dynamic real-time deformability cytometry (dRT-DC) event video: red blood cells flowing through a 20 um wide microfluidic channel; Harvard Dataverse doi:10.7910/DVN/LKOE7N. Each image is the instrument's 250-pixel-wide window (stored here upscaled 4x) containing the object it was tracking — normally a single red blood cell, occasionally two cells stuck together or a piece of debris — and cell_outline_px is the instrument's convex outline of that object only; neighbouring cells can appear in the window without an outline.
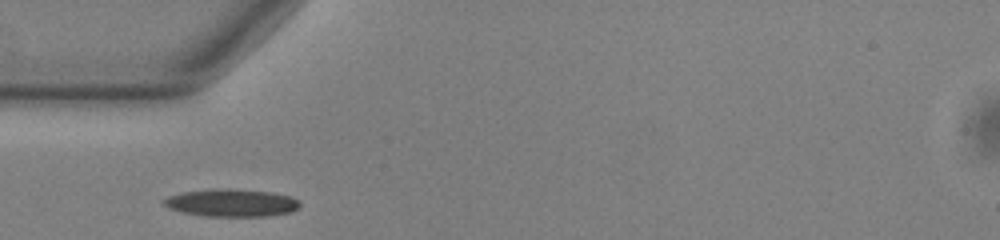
{"species": "common noctule bat (a hibernating species)", "species_latin": "Nyctalus noctula", "temperature_condition": "warm", "stored_images_in_passage": 37, "camera_frame_rate_fps": 3000, "um_per_image_px": 0.085, "animal": {"sex": "male", "body_mass_g": 13.0, "forearm_length_mm": 53.1}, "frame": {"image": 1, "passage_image": 1, "time_ms": 0.0, "image_size_px": [1000, 240], "cell_outline_px": [[300, 204], [292, 212], [268, 216], [204, 216], [184, 212], [168, 208], [164, 204], [164, 200], [168, 196], [184, 192], [212, 188], [228, 188], [272, 192], [292, 196]], "centroid_in_image_um": [19.69, 17.23], "position_along_channel_um": 65.3, "area_um2": 21.85}}
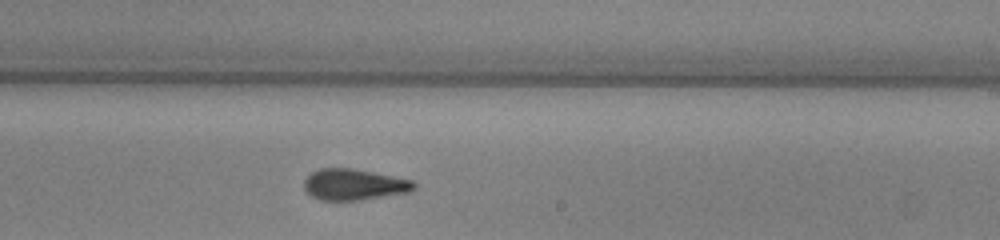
{"frame": {"image": 2, "passage_image": 16, "time_ms": 5.0, "image_size_px": [1000, 240], "cell_outline_px": [[416, 188], [408, 192], [360, 200], [320, 200], [312, 196], [304, 188], [304, 180], [312, 172], [320, 168], [352, 168], [412, 180], [416, 184]], "centroid_in_image_um": [30.08, 15.68], "position_along_channel_um": 258.9, "area_um2": 19.77}}
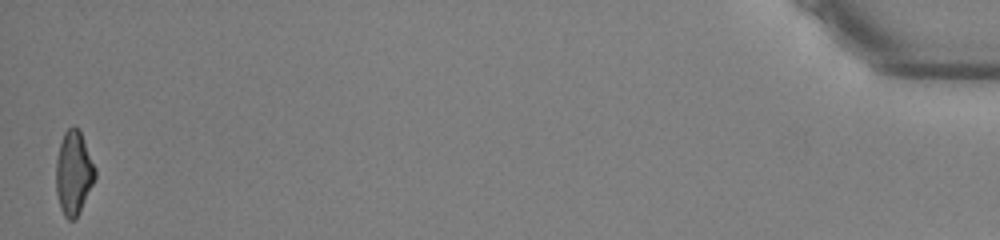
{"frame": {"image": 3, "passage_image": 37, "time_ms": 12.0, "image_size_px": [1000, 240], "cell_outline_px": [[96, 176], [76, 216], [72, 220], [68, 220], [64, 216], [60, 208], [56, 192], [56, 160], [60, 144], [64, 132], [72, 124], [80, 128], [96, 168]], "centroid_in_image_um": [6.25, 14.62], "position_along_channel_um": 428.9, "area_um2": 19.02}, "authors_computed_cell_mechanics": {"area_um2": 19.7676, "velocity_mm_per_s": 3.8756, "shape_relaxation_time_tau1_ms": 4.9441, "shape_relaxation_time_tau2_ms": 2.9885, "deformation_change_tau1": 0.1863, "deformation_change_tau2": 0.1326}}